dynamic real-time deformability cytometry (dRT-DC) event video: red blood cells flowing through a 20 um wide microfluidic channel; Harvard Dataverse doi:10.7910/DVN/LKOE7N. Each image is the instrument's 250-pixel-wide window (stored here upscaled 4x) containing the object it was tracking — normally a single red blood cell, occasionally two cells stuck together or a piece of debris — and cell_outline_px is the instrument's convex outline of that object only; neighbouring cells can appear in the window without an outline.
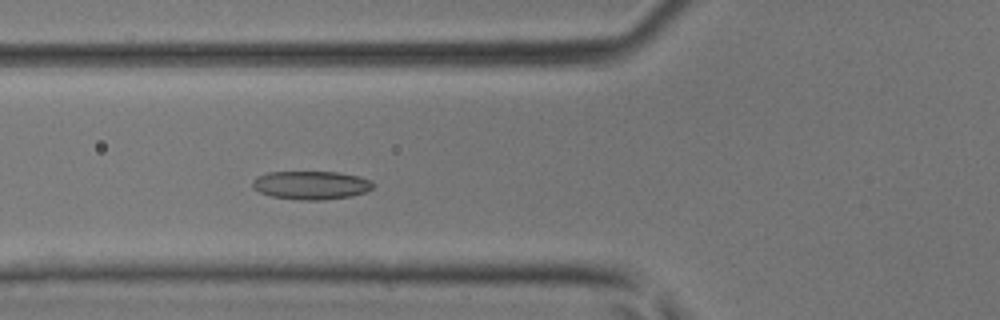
{"species": "common noctule bat (a hibernating species)", "species_latin": "Nyctalus noctula", "temperature_condition": "room temperature", "stored_images_in_passage": 34, "camera_frame_rate_fps": 3000, "um_per_image_px": 0.085, "animal": {"sex": "male", "body_mass_g": 17.9, "forearm_length_mm": 54.2}, "frame": {"image": 1, "passage_image": 7, "time_ms": 2.0, "image_size_px": [1000, 320], "cell_outline_px": [[376, 184], [372, 188], [364, 192], [352, 196], [324, 200], [300, 200], [272, 196], [260, 192], [252, 188], [252, 180], [256, 176], [268, 172], [340, 172], [360, 176], [372, 180]], "centroid_in_image_um": [26.46, 15.73], "position_along_channel_um": 99.3, "area_um2": 20.23}}
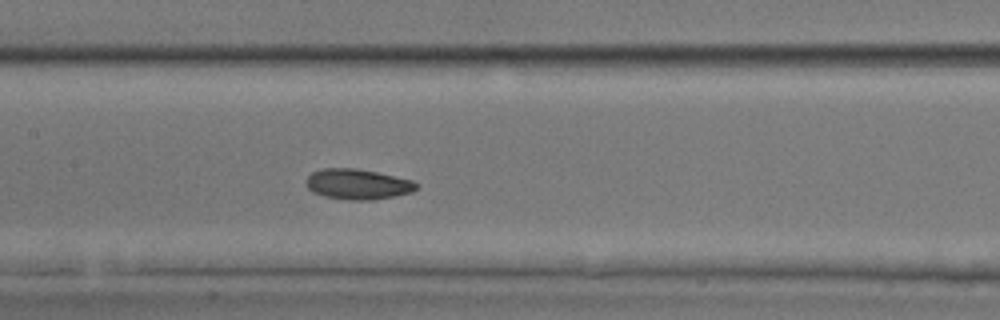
{"frame": {"image": 2, "passage_image": 12, "time_ms": 3.667, "image_size_px": [1000, 320], "cell_outline_px": [[420, 184], [412, 192], [372, 200], [348, 200], [324, 196], [312, 192], [308, 188], [304, 180], [312, 172], [324, 168], [356, 168], [376, 172], [412, 180]], "centroid_in_image_um": [30.37, 15.65], "position_along_channel_um": 177.0, "area_um2": 19.54}}
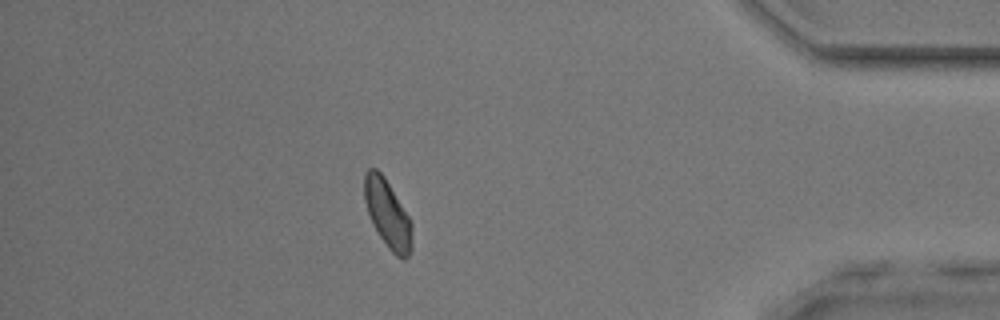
{"frame": {"image": 3, "passage_image": 29, "time_ms": 9.333, "image_size_px": [1000, 320], "cell_outline_px": [[412, 248], [408, 256], [404, 260], [396, 256], [388, 248], [372, 224], [364, 200], [364, 176], [368, 168], [376, 168], [384, 176], [408, 216], [412, 224]], "centroid_in_image_um": [32.94, 18.19], "position_along_channel_um": 402.3, "area_um2": 18.79}}